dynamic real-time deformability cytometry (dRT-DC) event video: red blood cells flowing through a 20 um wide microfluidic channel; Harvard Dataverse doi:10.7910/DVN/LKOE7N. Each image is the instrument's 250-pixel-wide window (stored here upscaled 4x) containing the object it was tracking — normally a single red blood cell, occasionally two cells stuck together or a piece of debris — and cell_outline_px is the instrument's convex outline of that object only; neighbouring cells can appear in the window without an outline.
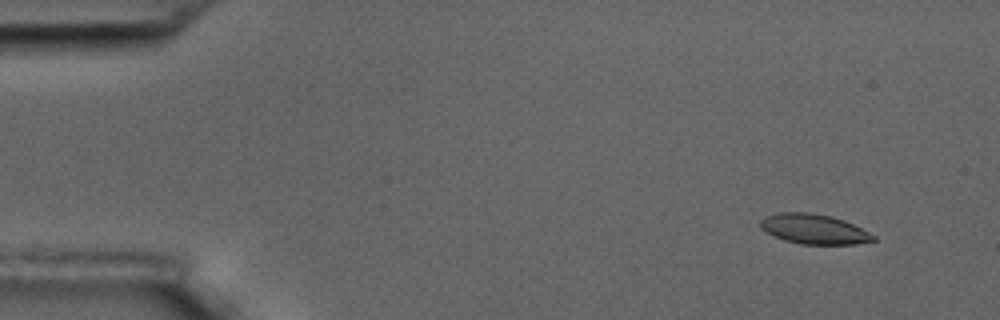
{"species": "common noctule bat (a hibernating species)", "species_latin": "Nyctalus noctula", "temperature_condition": "room temperature", "stored_images_in_passage": 6, "camera_frame_rate_fps": 3000, "um_per_image_px": 0.085, "animal": {"sex": "male", "body_mass_g": 17.5, "forearm_length_mm": 52.3}, "frame": {"image": 1, "passage_image": 2, "time_ms": 0.333, "image_size_px": [1000, 320], "cell_outline_px": [[876, 240], [856, 244], [800, 244], [784, 240], [760, 228], [760, 220], [764, 216], [776, 212], [808, 212], [832, 216], [844, 220], [876, 236]], "centroid_in_image_um": [69.17, 19.46], "position_along_channel_um": 15.8, "area_um2": 19.65}}
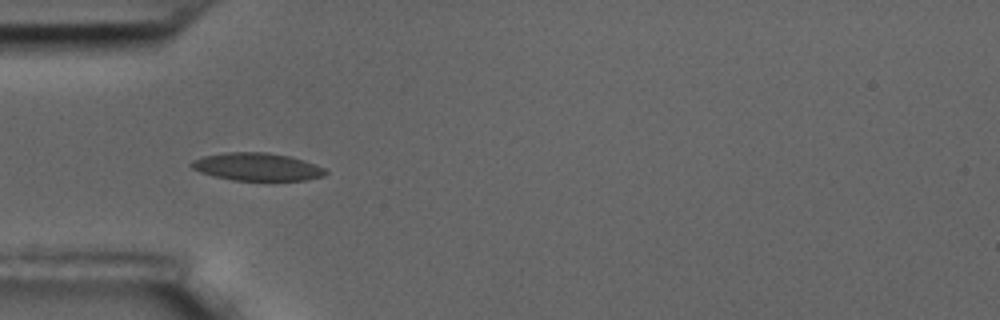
{"frame": {"image": 2, "passage_image": 5, "time_ms": 1.333, "image_size_px": [1000, 320], "cell_outline_px": [[328, 172], [324, 176], [304, 180], [232, 180], [212, 176], [200, 172], [192, 168], [188, 164], [192, 160], [204, 156], [224, 152], [268, 152], [288, 156], [324, 168]], "centroid_in_image_um": [21.78, 14.18], "position_along_channel_um": 63.2, "area_um2": 21.56}}